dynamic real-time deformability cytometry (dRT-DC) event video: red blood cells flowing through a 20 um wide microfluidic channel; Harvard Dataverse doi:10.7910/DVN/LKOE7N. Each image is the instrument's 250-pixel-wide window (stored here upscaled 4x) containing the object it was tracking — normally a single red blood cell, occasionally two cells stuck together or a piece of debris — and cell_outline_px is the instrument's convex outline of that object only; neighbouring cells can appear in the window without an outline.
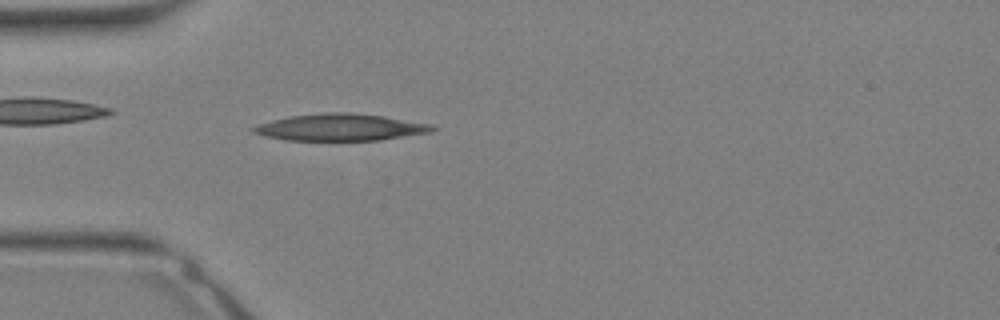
{"species": "Egyptian fruit bat (a non-hibernating species)", "species_latin": "Rousettus aegyptiacus", "temperature_condition": "warm", "stored_images_in_passage": 32, "camera_frame_rate_fps": 3000, "um_per_image_px": 0.085, "animal": {"sex": "female"}, "frame": {"image": 1, "passage_image": 9, "time_ms": 2.667, "image_size_px": [1000, 320], "cell_outline_px": [[440, 128], [432, 132], [380, 140], [284, 140], [252, 132], [248, 128], [272, 120], [288, 116], [324, 112], [348, 112], [384, 116], [432, 124]], "centroid_in_image_um": [28.97, 10.81], "position_along_channel_um": 56.0, "area_um2": 28.15}}
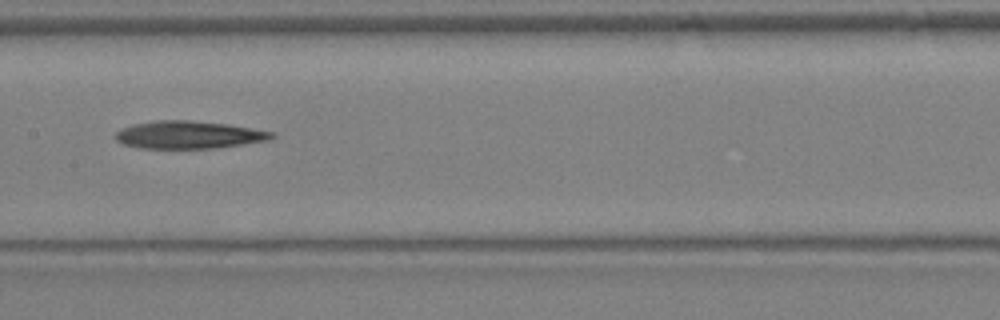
{"frame": {"image": 2, "passage_image": 16, "time_ms": 5.0, "image_size_px": [1000, 320], "cell_outline_px": [[276, 136], [268, 140], [212, 148], [140, 148], [124, 144], [116, 140], [116, 132], [120, 128], [132, 124], [156, 120], [188, 120], [228, 124], [272, 132]], "centroid_in_image_um": [15.98, 11.45], "position_along_channel_um": 191.4, "area_um2": 24.91}}
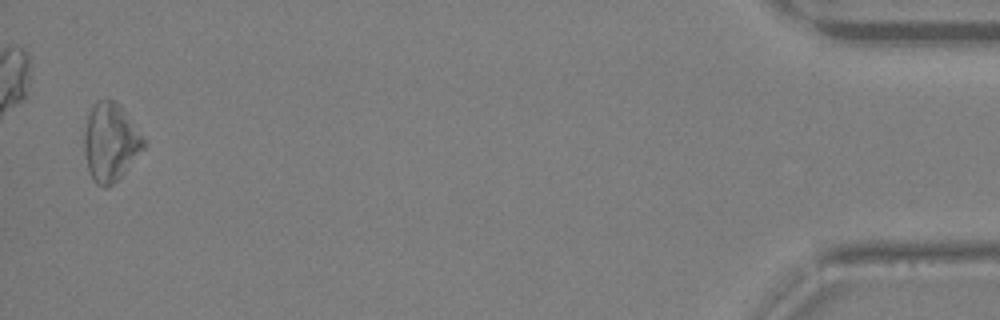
{"frame": {"image": 3, "passage_image": 32, "time_ms": 10.333, "image_size_px": [1000, 320], "cell_outline_px": [[148, 144], [124, 172], [108, 188], [104, 188], [96, 184], [88, 168], [84, 148], [84, 132], [88, 116], [92, 108], [100, 100], [116, 100], [124, 108], [148, 140]], "centroid_in_image_um": [9.45, 12.06], "position_along_channel_um": 425.8, "area_um2": 27.22}}